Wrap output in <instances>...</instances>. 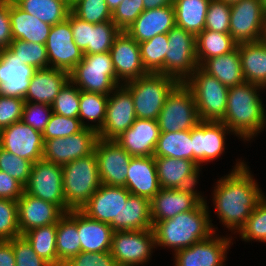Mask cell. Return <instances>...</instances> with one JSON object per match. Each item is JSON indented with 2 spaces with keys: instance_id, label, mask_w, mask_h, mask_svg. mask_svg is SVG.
Instances as JSON below:
<instances>
[{
  "instance_id": "ee69618b",
  "label": "cell",
  "mask_w": 266,
  "mask_h": 266,
  "mask_svg": "<svg viewBox=\"0 0 266 266\" xmlns=\"http://www.w3.org/2000/svg\"><path fill=\"white\" fill-rule=\"evenodd\" d=\"M73 85V82L69 79L61 88L51 104L53 113L69 118H78L81 90Z\"/></svg>"
},
{
  "instance_id": "ac0fdd59",
  "label": "cell",
  "mask_w": 266,
  "mask_h": 266,
  "mask_svg": "<svg viewBox=\"0 0 266 266\" xmlns=\"http://www.w3.org/2000/svg\"><path fill=\"white\" fill-rule=\"evenodd\" d=\"M0 147L35 163L43 157V134L20 120L0 131Z\"/></svg>"
},
{
  "instance_id": "ab89813d",
  "label": "cell",
  "mask_w": 266,
  "mask_h": 266,
  "mask_svg": "<svg viewBox=\"0 0 266 266\" xmlns=\"http://www.w3.org/2000/svg\"><path fill=\"white\" fill-rule=\"evenodd\" d=\"M56 234L57 224H50L31 229L22 236L30 243L38 256L51 266H58Z\"/></svg>"
},
{
  "instance_id": "836d02e7",
  "label": "cell",
  "mask_w": 266,
  "mask_h": 266,
  "mask_svg": "<svg viewBox=\"0 0 266 266\" xmlns=\"http://www.w3.org/2000/svg\"><path fill=\"white\" fill-rule=\"evenodd\" d=\"M200 67L227 87L245 82L238 47L230 53L207 59Z\"/></svg>"
},
{
  "instance_id": "d590c367",
  "label": "cell",
  "mask_w": 266,
  "mask_h": 266,
  "mask_svg": "<svg viewBox=\"0 0 266 266\" xmlns=\"http://www.w3.org/2000/svg\"><path fill=\"white\" fill-rule=\"evenodd\" d=\"M238 43L229 33L203 30L196 35V57L201 66L207 59L230 53Z\"/></svg>"
},
{
  "instance_id": "5bb4252c",
  "label": "cell",
  "mask_w": 266,
  "mask_h": 266,
  "mask_svg": "<svg viewBox=\"0 0 266 266\" xmlns=\"http://www.w3.org/2000/svg\"><path fill=\"white\" fill-rule=\"evenodd\" d=\"M131 193L125 187L101 184L80 209L88 217L109 224L114 231H121V211Z\"/></svg>"
},
{
  "instance_id": "11a10c76",
  "label": "cell",
  "mask_w": 266,
  "mask_h": 266,
  "mask_svg": "<svg viewBox=\"0 0 266 266\" xmlns=\"http://www.w3.org/2000/svg\"><path fill=\"white\" fill-rule=\"evenodd\" d=\"M15 266H51L32 249L30 243L21 235L12 239Z\"/></svg>"
},
{
  "instance_id": "7bdbcfd3",
  "label": "cell",
  "mask_w": 266,
  "mask_h": 266,
  "mask_svg": "<svg viewBox=\"0 0 266 266\" xmlns=\"http://www.w3.org/2000/svg\"><path fill=\"white\" fill-rule=\"evenodd\" d=\"M8 48L21 60L22 63L36 69L49 68L46 45L12 40Z\"/></svg>"
},
{
  "instance_id": "7a4b0ae2",
  "label": "cell",
  "mask_w": 266,
  "mask_h": 266,
  "mask_svg": "<svg viewBox=\"0 0 266 266\" xmlns=\"http://www.w3.org/2000/svg\"><path fill=\"white\" fill-rule=\"evenodd\" d=\"M260 89L263 87L249 82L229 87L225 116L221 122L243 140L249 141L266 127V112L257 91Z\"/></svg>"
},
{
  "instance_id": "1f68e13d",
  "label": "cell",
  "mask_w": 266,
  "mask_h": 266,
  "mask_svg": "<svg viewBox=\"0 0 266 266\" xmlns=\"http://www.w3.org/2000/svg\"><path fill=\"white\" fill-rule=\"evenodd\" d=\"M237 47L245 82L266 88V41L240 43Z\"/></svg>"
},
{
  "instance_id": "be15d7a7",
  "label": "cell",
  "mask_w": 266,
  "mask_h": 266,
  "mask_svg": "<svg viewBox=\"0 0 266 266\" xmlns=\"http://www.w3.org/2000/svg\"><path fill=\"white\" fill-rule=\"evenodd\" d=\"M143 3L144 9L148 10L173 5V0H143Z\"/></svg>"
},
{
  "instance_id": "60d3db41",
  "label": "cell",
  "mask_w": 266,
  "mask_h": 266,
  "mask_svg": "<svg viewBox=\"0 0 266 266\" xmlns=\"http://www.w3.org/2000/svg\"><path fill=\"white\" fill-rule=\"evenodd\" d=\"M108 95L94 92L81 91L80 108L78 118L81 124L86 128H91L98 131L104 123ZM84 120L92 121L97 124H87Z\"/></svg>"
},
{
  "instance_id": "6f0895ef",
  "label": "cell",
  "mask_w": 266,
  "mask_h": 266,
  "mask_svg": "<svg viewBox=\"0 0 266 266\" xmlns=\"http://www.w3.org/2000/svg\"><path fill=\"white\" fill-rule=\"evenodd\" d=\"M62 266H117L110 251L106 252H80L68 259Z\"/></svg>"
},
{
  "instance_id": "91938a15",
  "label": "cell",
  "mask_w": 266,
  "mask_h": 266,
  "mask_svg": "<svg viewBox=\"0 0 266 266\" xmlns=\"http://www.w3.org/2000/svg\"><path fill=\"white\" fill-rule=\"evenodd\" d=\"M23 192L24 186L20 182L0 170V199L18 201Z\"/></svg>"
},
{
  "instance_id": "7402d4cb",
  "label": "cell",
  "mask_w": 266,
  "mask_h": 266,
  "mask_svg": "<svg viewBox=\"0 0 266 266\" xmlns=\"http://www.w3.org/2000/svg\"><path fill=\"white\" fill-rule=\"evenodd\" d=\"M36 70L22 63L8 47L0 50V95L24 99Z\"/></svg>"
},
{
  "instance_id": "5b68a950",
  "label": "cell",
  "mask_w": 266,
  "mask_h": 266,
  "mask_svg": "<svg viewBox=\"0 0 266 266\" xmlns=\"http://www.w3.org/2000/svg\"><path fill=\"white\" fill-rule=\"evenodd\" d=\"M179 82L162 73H147L123 84L131 93L136 118L157 120L167 96Z\"/></svg>"
},
{
  "instance_id": "7dc6e473",
  "label": "cell",
  "mask_w": 266,
  "mask_h": 266,
  "mask_svg": "<svg viewBox=\"0 0 266 266\" xmlns=\"http://www.w3.org/2000/svg\"><path fill=\"white\" fill-rule=\"evenodd\" d=\"M244 241L256 240L266 243V197L252 211L245 225L239 230Z\"/></svg>"
},
{
  "instance_id": "bcb514c9",
  "label": "cell",
  "mask_w": 266,
  "mask_h": 266,
  "mask_svg": "<svg viewBox=\"0 0 266 266\" xmlns=\"http://www.w3.org/2000/svg\"><path fill=\"white\" fill-rule=\"evenodd\" d=\"M119 33L120 30L112 21L93 24V28H90L88 55L109 52Z\"/></svg>"
},
{
  "instance_id": "4fadbf2b",
  "label": "cell",
  "mask_w": 266,
  "mask_h": 266,
  "mask_svg": "<svg viewBox=\"0 0 266 266\" xmlns=\"http://www.w3.org/2000/svg\"><path fill=\"white\" fill-rule=\"evenodd\" d=\"M98 139L96 130L84 127L71 136L44 140L42 159L63 166L92 154Z\"/></svg>"
},
{
  "instance_id": "680465c9",
  "label": "cell",
  "mask_w": 266,
  "mask_h": 266,
  "mask_svg": "<svg viewBox=\"0 0 266 266\" xmlns=\"http://www.w3.org/2000/svg\"><path fill=\"white\" fill-rule=\"evenodd\" d=\"M70 26L74 42L84 55H88L90 28H93V23L78 18L70 11Z\"/></svg>"
},
{
  "instance_id": "6da1fadb",
  "label": "cell",
  "mask_w": 266,
  "mask_h": 266,
  "mask_svg": "<svg viewBox=\"0 0 266 266\" xmlns=\"http://www.w3.org/2000/svg\"><path fill=\"white\" fill-rule=\"evenodd\" d=\"M247 164L237 162L234 169L221 177L214 187L216 213L226 228L239 230L258 203L265 197L258 183L252 177Z\"/></svg>"
},
{
  "instance_id": "30bf717a",
  "label": "cell",
  "mask_w": 266,
  "mask_h": 266,
  "mask_svg": "<svg viewBox=\"0 0 266 266\" xmlns=\"http://www.w3.org/2000/svg\"><path fill=\"white\" fill-rule=\"evenodd\" d=\"M230 8L229 34L238 44L264 39L266 7L261 0H240Z\"/></svg>"
},
{
  "instance_id": "cb8c5ba5",
  "label": "cell",
  "mask_w": 266,
  "mask_h": 266,
  "mask_svg": "<svg viewBox=\"0 0 266 266\" xmlns=\"http://www.w3.org/2000/svg\"><path fill=\"white\" fill-rule=\"evenodd\" d=\"M17 208L21 235L34 228L57 224L65 214L57 205L26 192L18 199Z\"/></svg>"
},
{
  "instance_id": "d6986e66",
  "label": "cell",
  "mask_w": 266,
  "mask_h": 266,
  "mask_svg": "<svg viewBox=\"0 0 266 266\" xmlns=\"http://www.w3.org/2000/svg\"><path fill=\"white\" fill-rule=\"evenodd\" d=\"M230 129L221 121H200L191 129L193 162L200 168L203 162L217 159L225 151V137Z\"/></svg>"
},
{
  "instance_id": "4316f807",
  "label": "cell",
  "mask_w": 266,
  "mask_h": 266,
  "mask_svg": "<svg viewBox=\"0 0 266 266\" xmlns=\"http://www.w3.org/2000/svg\"><path fill=\"white\" fill-rule=\"evenodd\" d=\"M125 188L132 194L151 200L161 189L154 156L132 157Z\"/></svg>"
},
{
  "instance_id": "03108f58",
  "label": "cell",
  "mask_w": 266,
  "mask_h": 266,
  "mask_svg": "<svg viewBox=\"0 0 266 266\" xmlns=\"http://www.w3.org/2000/svg\"><path fill=\"white\" fill-rule=\"evenodd\" d=\"M63 1L64 3H66L70 8L72 7L73 3H74V0H61Z\"/></svg>"
},
{
  "instance_id": "f5cc1de1",
  "label": "cell",
  "mask_w": 266,
  "mask_h": 266,
  "mask_svg": "<svg viewBox=\"0 0 266 266\" xmlns=\"http://www.w3.org/2000/svg\"><path fill=\"white\" fill-rule=\"evenodd\" d=\"M144 10L143 0H123L112 13V22L126 31Z\"/></svg>"
},
{
  "instance_id": "8992f818",
  "label": "cell",
  "mask_w": 266,
  "mask_h": 266,
  "mask_svg": "<svg viewBox=\"0 0 266 266\" xmlns=\"http://www.w3.org/2000/svg\"><path fill=\"white\" fill-rule=\"evenodd\" d=\"M184 84L192 91L201 121H221L229 87L198 66Z\"/></svg>"
},
{
  "instance_id": "816d5d0a",
  "label": "cell",
  "mask_w": 266,
  "mask_h": 266,
  "mask_svg": "<svg viewBox=\"0 0 266 266\" xmlns=\"http://www.w3.org/2000/svg\"><path fill=\"white\" fill-rule=\"evenodd\" d=\"M230 4L221 0H211L205 20V30L229 33L230 29Z\"/></svg>"
},
{
  "instance_id": "db71d44e",
  "label": "cell",
  "mask_w": 266,
  "mask_h": 266,
  "mask_svg": "<svg viewBox=\"0 0 266 266\" xmlns=\"http://www.w3.org/2000/svg\"><path fill=\"white\" fill-rule=\"evenodd\" d=\"M52 113L50 105L25 102L21 121L43 133Z\"/></svg>"
},
{
  "instance_id": "f546056e",
  "label": "cell",
  "mask_w": 266,
  "mask_h": 266,
  "mask_svg": "<svg viewBox=\"0 0 266 266\" xmlns=\"http://www.w3.org/2000/svg\"><path fill=\"white\" fill-rule=\"evenodd\" d=\"M9 17L13 40L46 44L51 25L25 12L13 0H9Z\"/></svg>"
},
{
  "instance_id": "8d00e7d4",
  "label": "cell",
  "mask_w": 266,
  "mask_h": 266,
  "mask_svg": "<svg viewBox=\"0 0 266 266\" xmlns=\"http://www.w3.org/2000/svg\"><path fill=\"white\" fill-rule=\"evenodd\" d=\"M150 200L130 194L121 211V231L152 229Z\"/></svg>"
},
{
  "instance_id": "e0dca14e",
  "label": "cell",
  "mask_w": 266,
  "mask_h": 266,
  "mask_svg": "<svg viewBox=\"0 0 266 266\" xmlns=\"http://www.w3.org/2000/svg\"><path fill=\"white\" fill-rule=\"evenodd\" d=\"M45 45L51 68L70 72L83 59L84 53L73 40L70 12L65 21L51 27Z\"/></svg>"
},
{
  "instance_id": "e575fe53",
  "label": "cell",
  "mask_w": 266,
  "mask_h": 266,
  "mask_svg": "<svg viewBox=\"0 0 266 266\" xmlns=\"http://www.w3.org/2000/svg\"><path fill=\"white\" fill-rule=\"evenodd\" d=\"M210 1L173 0L176 26L194 35L202 32L205 28V20Z\"/></svg>"
},
{
  "instance_id": "3957f363",
  "label": "cell",
  "mask_w": 266,
  "mask_h": 266,
  "mask_svg": "<svg viewBox=\"0 0 266 266\" xmlns=\"http://www.w3.org/2000/svg\"><path fill=\"white\" fill-rule=\"evenodd\" d=\"M206 202L203 200L191 211L157 222L152 228L156 246L171 247L176 253L215 234Z\"/></svg>"
},
{
  "instance_id": "94428289",
  "label": "cell",
  "mask_w": 266,
  "mask_h": 266,
  "mask_svg": "<svg viewBox=\"0 0 266 266\" xmlns=\"http://www.w3.org/2000/svg\"><path fill=\"white\" fill-rule=\"evenodd\" d=\"M12 40L9 0H0V50L7 48Z\"/></svg>"
},
{
  "instance_id": "f907efd6",
  "label": "cell",
  "mask_w": 266,
  "mask_h": 266,
  "mask_svg": "<svg viewBox=\"0 0 266 266\" xmlns=\"http://www.w3.org/2000/svg\"><path fill=\"white\" fill-rule=\"evenodd\" d=\"M84 126L79 118H69L56 113H52L48 124L44 130L43 140L52 138H64L80 132Z\"/></svg>"
},
{
  "instance_id": "277c9868",
  "label": "cell",
  "mask_w": 266,
  "mask_h": 266,
  "mask_svg": "<svg viewBox=\"0 0 266 266\" xmlns=\"http://www.w3.org/2000/svg\"><path fill=\"white\" fill-rule=\"evenodd\" d=\"M66 205L81 209L101 186L95 152L62 166Z\"/></svg>"
},
{
  "instance_id": "52a82bcc",
  "label": "cell",
  "mask_w": 266,
  "mask_h": 266,
  "mask_svg": "<svg viewBox=\"0 0 266 266\" xmlns=\"http://www.w3.org/2000/svg\"><path fill=\"white\" fill-rule=\"evenodd\" d=\"M69 79L81 91L110 95L123 84L117 80L110 52L84 55L69 72Z\"/></svg>"
},
{
  "instance_id": "c3c4849f",
  "label": "cell",
  "mask_w": 266,
  "mask_h": 266,
  "mask_svg": "<svg viewBox=\"0 0 266 266\" xmlns=\"http://www.w3.org/2000/svg\"><path fill=\"white\" fill-rule=\"evenodd\" d=\"M33 162L20 158L0 147V170L16 179L23 186L28 182Z\"/></svg>"
},
{
  "instance_id": "ba28073f",
  "label": "cell",
  "mask_w": 266,
  "mask_h": 266,
  "mask_svg": "<svg viewBox=\"0 0 266 266\" xmlns=\"http://www.w3.org/2000/svg\"><path fill=\"white\" fill-rule=\"evenodd\" d=\"M200 121L192 91L179 83L167 96L158 115L160 132L191 130Z\"/></svg>"
},
{
  "instance_id": "2e32d148",
  "label": "cell",
  "mask_w": 266,
  "mask_h": 266,
  "mask_svg": "<svg viewBox=\"0 0 266 266\" xmlns=\"http://www.w3.org/2000/svg\"><path fill=\"white\" fill-rule=\"evenodd\" d=\"M94 152L101 184L125 187L132 156L115 140L101 138L97 140Z\"/></svg>"
},
{
  "instance_id": "003e7915",
  "label": "cell",
  "mask_w": 266,
  "mask_h": 266,
  "mask_svg": "<svg viewBox=\"0 0 266 266\" xmlns=\"http://www.w3.org/2000/svg\"><path fill=\"white\" fill-rule=\"evenodd\" d=\"M221 1H224V2H226L227 4H234V3H237L238 1H240V0H221Z\"/></svg>"
},
{
  "instance_id": "b9f144b4",
  "label": "cell",
  "mask_w": 266,
  "mask_h": 266,
  "mask_svg": "<svg viewBox=\"0 0 266 266\" xmlns=\"http://www.w3.org/2000/svg\"><path fill=\"white\" fill-rule=\"evenodd\" d=\"M139 46L145 70L165 75V55L169 46L167 33L156 35L150 40L139 43Z\"/></svg>"
},
{
  "instance_id": "89a4df30",
  "label": "cell",
  "mask_w": 266,
  "mask_h": 266,
  "mask_svg": "<svg viewBox=\"0 0 266 266\" xmlns=\"http://www.w3.org/2000/svg\"><path fill=\"white\" fill-rule=\"evenodd\" d=\"M264 40L266 41V30H265V34H264Z\"/></svg>"
},
{
  "instance_id": "ffe728a7",
  "label": "cell",
  "mask_w": 266,
  "mask_h": 266,
  "mask_svg": "<svg viewBox=\"0 0 266 266\" xmlns=\"http://www.w3.org/2000/svg\"><path fill=\"white\" fill-rule=\"evenodd\" d=\"M203 200L204 198L195 190V187L161 188L150 200L152 225L173 218L179 213L191 211Z\"/></svg>"
},
{
  "instance_id": "f6af8a7d",
  "label": "cell",
  "mask_w": 266,
  "mask_h": 266,
  "mask_svg": "<svg viewBox=\"0 0 266 266\" xmlns=\"http://www.w3.org/2000/svg\"><path fill=\"white\" fill-rule=\"evenodd\" d=\"M71 12L93 24L112 21V13L105 0H74Z\"/></svg>"
},
{
  "instance_id": "9f6ffc18",
  "label": "cell",
  "mask_w": 266,
  "mask_h": 266,
  "mask_svg": "<svg viewBox=\"0 0 266 266\" xmlns=\"http://www.w3.org/2000/svg\"><path fill=\"white\" fill-rule=\"evenodd\" d=\"M24 99L0 95V131L22 119Z\"/></svg>"
},
{
  "instance_id": "a7ac6f4b",
  "label": "cell",
  "mask_w": 266,
  "mask_h": 266,
  "mask_svg": "<svg viewBox=\"0 0 266 266\" xmlns=\"http://www.w3.org/2000/svg\"><path fill=\"white\" fill-rule=\"evenodd\" d=\"M261 2H262L263 5L266 7V0H261Z\"/></svg>"
},
{
  "instance_id": "e7e4bbea",
  "label": "cell",
  "mask_w": 266,
  "mask_h": 266,
  "mask_svg": "<svg viewBox=\"0 0 266 266\" xmlns=\"http://www.w3.org/2000/svg\"><path fill=\"white\" fill-rule=\"evenodd\" d=\"M111 13L120 5L123 0H105Z\"/></svg>"
},
{
  "instance_id": "681fc988",
  "label": "cell",
  "mask_w": 266,
  "mask_h": 266,
  "mask_svg": "<svg viewBox=\"0 0 266 266\" xmlns=\"http://www.w3.org/2000/svg\"><path fill=\"white\" fill-rule=\"evenodd\" d=\"M17 201L0 199V240L20 237Z\"/></svg>"
},
{
  "instance_id": "44dd1931",
  "label": "cell",
  "mask_w": 266,
  "mask_h": 266,
  "mask_svg": "<svg viewBox=\"0 0 266 266\" xmlns=\"http://www.w3.org/2000/svg\"><path fill=\"white\" fill-rule=\"evenodd\" d=\"M109 52L120 83H128L148 73L142 65L139 43L126 31H120L115 37Z\"/></svg>"
},
{
  "instance_id": "9a60e30c",
  "label": "cell",
  "mask_w": 266,
  "mask_h": 266,
  "mask_svg": "<svg viewBox=\"0 0 266 266\" xmlns=\"http://www.w3.org/2000/svg\"><path fill=\"white\" fill-rule=\"evenodd\" d=\"M135 106L130 91L118 85L108 97L106 116L103 126L97 131L104 140H115L131 127L136 120Z\"/></svg>"
},
{
  "instance_id": "7c38bea8",
  "label": "cell",
  "mask_w": 266,
  "mask_h": 266,
  "mask_svg": "<svg viewBox=\"0 0 266 266\" xmlns=\"http://www.w3.org/2000/svg\"><path fill=\"white\" fill-rule=\"evenodd\" d=\"M24 192L57 205L64 213L71 210L64 199L61 165L43 159L33 163Z\"/></svg>"
},
{
  "instance_id": "4dcf8cb0",
  "label": "cell",
  "mask_w": 266,
  "mask_h": 266,
  "mask_svg": "<svg viewBox=\"0 0 266 266\" xmlns=\"http://www.w3.org/2000/svg\"><path fill=\"white\" fill-rule=\"evenodd\" d=\"M114 230L109 224L92 219L78 209V233L81 252L110 251Z\"/></svg>"
},
{
  "instance_id": "6125c7cd",
  "label": "cell",
  "mask_w": 266,
  "mask_h": 266,
  "mask_svg": "<svg viewBox=\"0 0 266 266\" xmlns=\"http://www.w3.org/2000/svg\"><path fill=\"white\" fill-rule=\"evenodd\" d=\"M12 240H0V266H15Z\"/></svg>"
},
{
  "instance_id": "f1b7e54d",
  "label": "cell",
  "mask_w": 266,
  "mask_h": 266,
  "mask_svg": "<svg viewBox=\"0 0 266 266\" xmlns=\"http://www.w3.org/2000/svg\"><path fill=\"white\" fill-rule=\"evenodd\" d=\"M69 80V72L62 69H37L30 80L25 102L50 105Z\"/></svg>"
},
{
  "instance_id": "484cf974",
  "label": "cell",
  "mask_w": 266,
  "mask_h": 266,
  "mask_svg": "<svg viewBox=\"0 0 266 266\" xmlns=\"http://www.w3.org/2000/svg\"><path fill=\"white\" fill-rule=\"evenodd\" d=\"M161 188L180 189L197 185L200 168L188 159L154 157Z\"/></svg>"
},
{
  "instance_id": "74e56055",
  "label": "cell",
  "mask_w": 266,
  "mask_h": 266,
  "mask_svg": "<svg viewBox=\"0 0 266 266\" xmlns=\"http://www.w3.org/2000/svg\"><path fill=\"white\" fill-rule=\"evenodd\" d=\"M153 156L193 161L191 130L160 133Z\"/></svg>"
},
{
  "instance_id": "f35d334b",
  "label": "cell",
  "mask_w": 266,
  "mask_h": 266,
  "mask_svg": "<svg viewBox=\"0 0 266 266\" xmlns=\"http://www.w3.org/2000/svg\"><path fill=\"white\" fill-rule=\"evenodd\" d=\"M22 10L51 26L65 21L71 8L61 0H13Z\"/></svg>"
},
{
  "instance_id": "83f0119b",
  "label": "cell",
  "mask_w": 266,
  "mask_h": 266,
  "mask_svg": "<svg viewBox=\"0 0 266 266\" xmlns=\"http://www.w3.org/2000/svg\"><path fill=\"white\" fill-rule=\"evenodd\" d=\"M173 5L144 10L126 32L137 42L150 40L156 35L168 33L175 26Z\"/></svg>"
},
{
  "instance_id": "d4e9b609",
  "label": "cell",
  "mask_w": 266,
  "mask_h": 266,
  "mask_svg": "<svg viewBox=\"0 0 266 266\" xmlns=\"http://www.w3.org/2000/svg\"><path fill=\"white\" fill-rule=\"evenodd\" d=\"M160 133L157 120L137 118L115 141L132 157L153 156Z\"/></svg>"
},
{
  "instance_id": "8fae6325",
  "label": "cell",
  "mask_w": 266,
  "mask_h": 266,
  "mask_svg": "<svg viewBox=\"0 0 266 266\" xmlns=\"http://www.w3.org/2000/svg\"><path fill=\"white\" fill-rule=\"evenodd\" d=\"M153 248V229L114 231L110 253L117 266H137L149 261Z\"/></svg>"
},
{
  "instance_id": "9c48e42d",
  "label": "cell",
  "mask_w": 266,
  "mask_h": 266,
  "mask_svg": "<svg viewBox=\"0 0 266 266\" xmlns=\"http://www.w3.org/2000/svg\"><path fill=\"white\" fill-rule=\"evenodd\" d=\"M165 75L184 83L199 66L196 57V35L174 26L168 33Z\"/></svg>"
},
{
  "instance_id": "d6a6232c",
  "label": "cell",
  "mask_w": 266,
  "mask_h": 266,
  "mask_svg": "<svg viewBox=\"0 0 266 266\" xmlns=\"http://www.w3.org/2000/svg\"><path fill=\"white\" fill-rule=\"evenodd\" d=\"M78 233V209L69 210L57 222L56 251L58 266L81 252Z\"/></svg>"
},
{
  "instance_id": "603a6c76",
  "label": "cell",
  "mask_w": 266,
  "mask_h": 266,
  "mask_svg": "<svg viewBox=\"0 0 266 266\" xmlns=\"http://www.w3.org/2000/svg\"><path fill=\"white\" fill-rule=\"evenodd\" d=\"M231 240L230 237H217L213 234L205 240L177 251L174 254V266H224Z\"/></svg>"
}]
</instances>
